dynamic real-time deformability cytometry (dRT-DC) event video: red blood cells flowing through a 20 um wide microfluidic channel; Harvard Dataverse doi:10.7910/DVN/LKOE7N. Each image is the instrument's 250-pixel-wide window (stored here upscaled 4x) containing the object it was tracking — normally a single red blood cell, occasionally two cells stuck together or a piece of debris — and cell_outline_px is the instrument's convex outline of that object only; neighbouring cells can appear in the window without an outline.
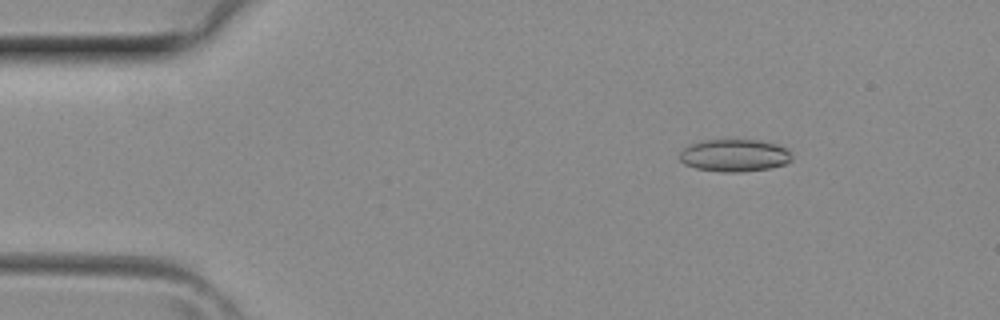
{"species": "common noctule bat (a hibernating species)", "species_latin": "Nyctalus noctula", "temperature_condition": "room temperature", "stored_images_in_passage": 4, "camera_frame_rate_fps": 3000, "um_per_image_px": 0.085, "animal": {"sex": "female", "body_mass_g": 29.2, "forearm_length_mm": 56.3}, "frame": {"image": 1, "passage_image": 4, "time_ms": 1.0, "image_size_px": [1000, 320], "cell_outline_px": [[792, 160], [784, 164], [772, 168], [740, 172], [720, 172], [696, 168], [684, 164], [680, 160], [680, 152], [688, 144], [704, 140], [760, 140], [776, 144], [788, 148], [792, 156]], "centroid_in_image_um": [62.44, 13.21], "position_along_channel_um": 22.6, "area_um2": 21.39}}